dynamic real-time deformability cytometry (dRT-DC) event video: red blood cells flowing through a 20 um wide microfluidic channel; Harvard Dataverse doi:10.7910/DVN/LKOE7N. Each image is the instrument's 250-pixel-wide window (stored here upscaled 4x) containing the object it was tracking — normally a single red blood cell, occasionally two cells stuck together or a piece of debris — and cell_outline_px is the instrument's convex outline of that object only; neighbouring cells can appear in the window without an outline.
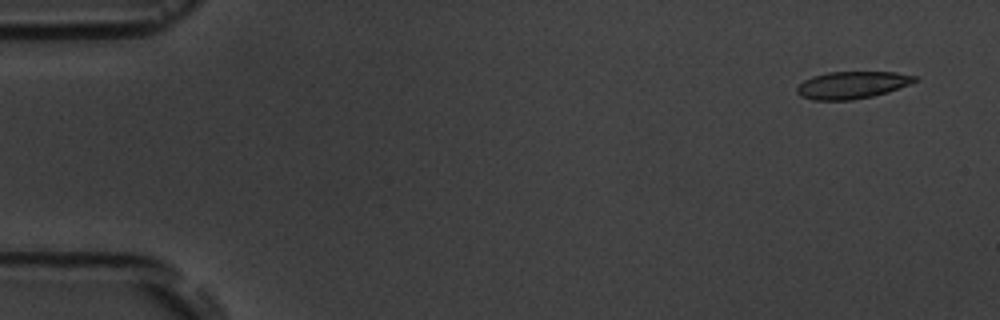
{"species": "common noctule bat (a hibernating species)", "species_latin": "Nyctalus noctula", "temperature_condition": "room temperature", "stored_images_in_passage": 6, "camera_frame_rate_fps": 3000, "um_per_image_px": 0.085, "animal": {"sex": "male", "body_mass_g": 19.5, "forearm_length_mm": 54.6}, "frame": {"image": 1, "passage_image": 1, "time_ms": 0.0, "image_size_px": [1000, 320], "cell_outline_px": [[920, 80], [888, 92], [872, 96], [852, 100], [812, 100], [800, 96], [796, 92], [796, 88], [804, 80], [812, 76], [828, 72], [896, 72], [916, 76]], "centroid_in_image_um": [72.42, 7.22], "position_along_channel_um": 12.6, "area_um2": 18.79}}